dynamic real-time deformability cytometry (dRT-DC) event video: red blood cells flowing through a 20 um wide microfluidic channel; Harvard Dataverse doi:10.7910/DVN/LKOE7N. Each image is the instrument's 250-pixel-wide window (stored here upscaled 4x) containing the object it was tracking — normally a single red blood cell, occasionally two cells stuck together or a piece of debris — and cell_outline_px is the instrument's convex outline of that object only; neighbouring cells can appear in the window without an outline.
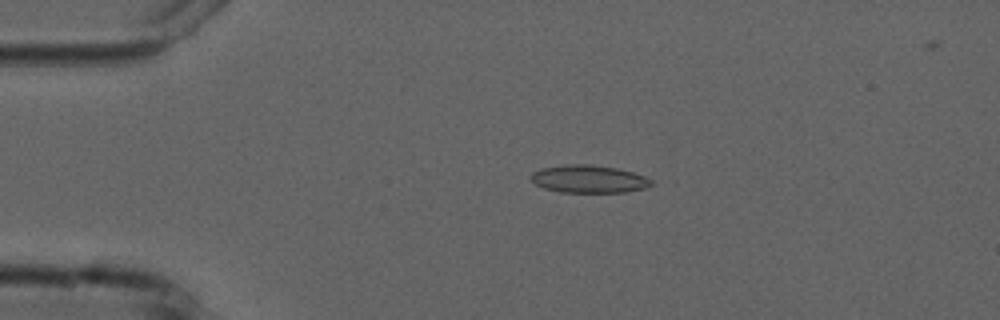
{"species": "common noctule bat (a hibernating species)", "species_latin": "Nyctalus noctula", "temperature_condition": "cold", "stored_images_in_passage": 5, "camera_frame_rate_fps": 3000, "um_per_image_px": 0.085, "animal": {"sex": "male", "forearm_length_mm": 52.5}, "frame": {"image": 1, "passage_image": 4, "time_ms": 3.333, "image_size_px": [1000, 320], "cell_outline_px": [[652, 184], [648, 188], [624, 192], [560, 192], [544, 188], [536, 184], [532, 180], [532, 172], [540, 168], [564, 164], [592, 164], [616, 168], [632, 172], [644, 176], [652, 180]], "centroid_in_image_um": [50.05, 15.21], "position_along_channel_um": 34.9, "area_um2": 19.48}}
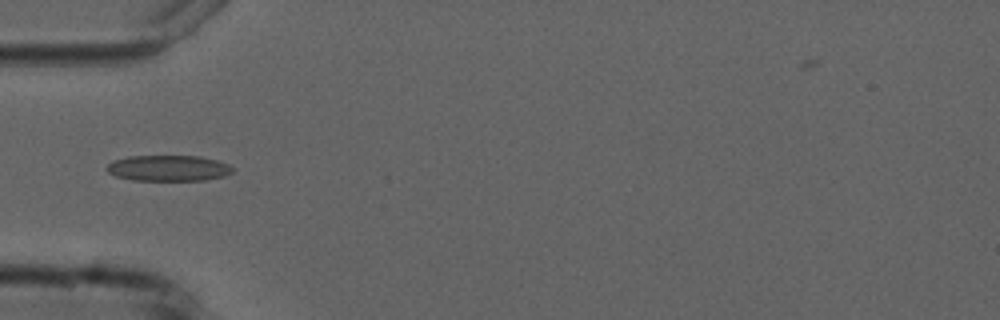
{"frame": {"image": 2, "passage_image": 5, "time_ms": 5.333, "image_size_px": [1000, 320], "cell_outline_px": [[236, 168], [232, 172], [224, 176], [204, 180], [132, 180], [116, 176], [108, 172], [104, 168], [112, 160], [128, 156], [200, 156], [216, 160], [228, 164]], "centroid_in_image_um": [14.3, 14.29], "position_along_channel_um": 70.7, "area_um2": 19.07}}